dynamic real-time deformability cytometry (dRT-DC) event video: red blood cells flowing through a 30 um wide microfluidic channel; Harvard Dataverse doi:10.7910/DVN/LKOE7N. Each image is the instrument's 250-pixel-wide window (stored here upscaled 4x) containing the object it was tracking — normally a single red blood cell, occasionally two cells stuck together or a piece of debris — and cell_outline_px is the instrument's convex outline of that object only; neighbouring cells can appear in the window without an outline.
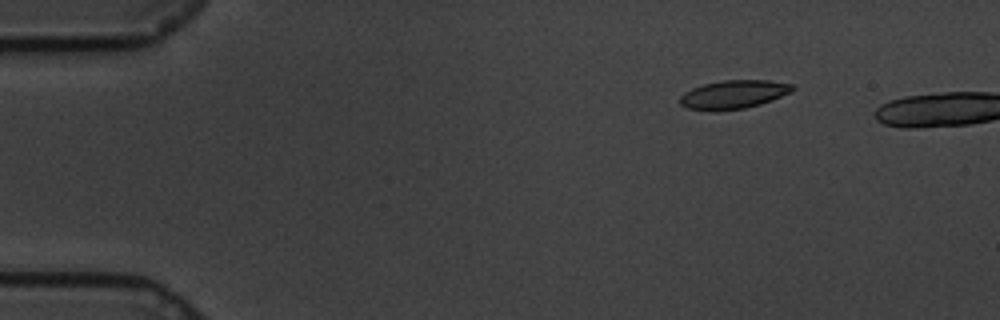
{"species": "common noctule bat (a hibernating species)", "species_latin": "Nyctalus noctula", "temperature_condition": "cold", "stored_images_in_passage": 4, "camera_frame_rate_fps": 3000, "um_per_image_px": 0.085, "animal": {"sex": "male", "body_mass_g": 19.5, "forearm_length_mm": 54.6}, "frame": {"image": 1, "passage_image": 1, "time_ms": 0.0, "image_size_px": [1000, 320], "cell_outline_px": [[796, 88], [792, 92], [772, 100], [760, 104], [744, 108], [688, 108], [680, 104], [680, 96], [684, 92], [692, 88], [704, 84], [724, 80], [768, 80], [792, 84]], "centroid_in_image_um": [62.43, 7.98], "position_along_channel_um": 22.6, "area_um2": 18.03}}